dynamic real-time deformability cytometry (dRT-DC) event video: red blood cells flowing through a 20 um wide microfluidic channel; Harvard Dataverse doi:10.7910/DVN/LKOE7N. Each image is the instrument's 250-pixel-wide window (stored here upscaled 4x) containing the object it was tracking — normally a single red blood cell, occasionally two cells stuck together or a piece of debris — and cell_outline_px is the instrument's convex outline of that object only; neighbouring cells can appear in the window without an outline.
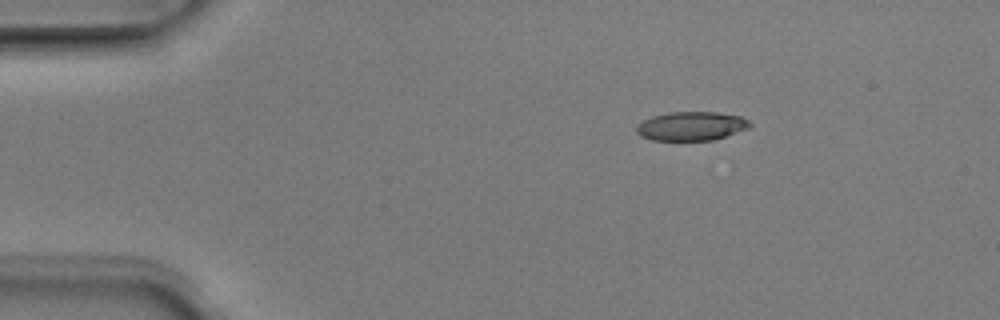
{"species": "Egyptian fruit bat (a non-hibernating species)", "species_latin": "Rousettus aegyptiacus", "temperature_condition": "room temperature", "stored_images_in_passage": 4, "camera_frame_rate_fps": 3000, "um_per_image_px": 0.085, "animal": {"sex": "male"}, "frame": {"image": 1, "passage_image": 2, "time_ms": 0.333, "image_size_px": [1000, 320], "cell_outline_px": [[752, 124], [748, 128], [712, 140], [652, 140], [640, 136], [636, 132], [636, 124], [652, 116], [668, 112], [716, 112], [740, 116], [748, 120]], "centroid_in_image_um": [58.72, 10.71], "position_along_channel_um": 26.3, "area_um2": 19.02}}
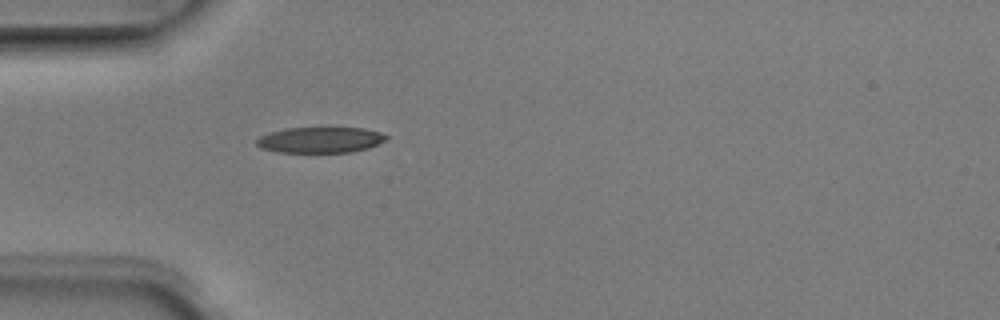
{"frame": {"image": 2, "passage_image": 4, "time_ms": 1.0, "image_size_px": [1000, 320], "cell_outline_px": [[388, 140], [368, 148], [352, 152], [276, 152], [260, 148], [256, 144], [256, 140], [260, 136], [268, 132], [284, 128], [332, 124], [364, 128], [380, 132], [388, 136]], "centroid_in_image_um": [27.25, 11.83], "position_along_channel_um": 57.8, "area_um2": 20.81}}